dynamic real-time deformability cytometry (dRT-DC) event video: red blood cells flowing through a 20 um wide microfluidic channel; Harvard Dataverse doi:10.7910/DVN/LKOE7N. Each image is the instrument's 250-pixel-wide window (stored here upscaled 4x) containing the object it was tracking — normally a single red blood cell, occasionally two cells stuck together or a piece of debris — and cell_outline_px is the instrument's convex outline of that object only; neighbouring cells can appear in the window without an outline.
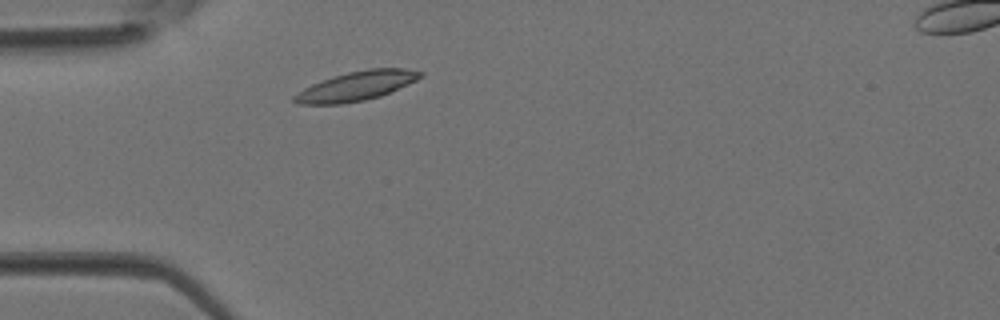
{"species": "Egyptian fruit bat (a non-hibernating species)", "species_latin": "Rousettus aegyptiacus", "temperature_condition": "room temperature", "stored_images_in_passage": 3, "camera_frame_rate_fps": 3000, "um_per_image_px": 0.085, "animal": {"sex": "female"}, "frame": {"image": 1, "passage_image": 2, "time_ms": 0.333, "image_size_px": [1000, 320], "cell_outline_px": [[424, 76], [408, 84], [380, 96], [364, 100], [340, 104], [296, 104], [292, 100], [292, 96], [304, 88], [312, 84], [332, 76], [348, 72], [368, 68], [404, 68], [424, 72]], "centroid_in_image_um": [30.28, 7.3], "position_along_channel_um": 54.7, "area_um2": 21.5}}